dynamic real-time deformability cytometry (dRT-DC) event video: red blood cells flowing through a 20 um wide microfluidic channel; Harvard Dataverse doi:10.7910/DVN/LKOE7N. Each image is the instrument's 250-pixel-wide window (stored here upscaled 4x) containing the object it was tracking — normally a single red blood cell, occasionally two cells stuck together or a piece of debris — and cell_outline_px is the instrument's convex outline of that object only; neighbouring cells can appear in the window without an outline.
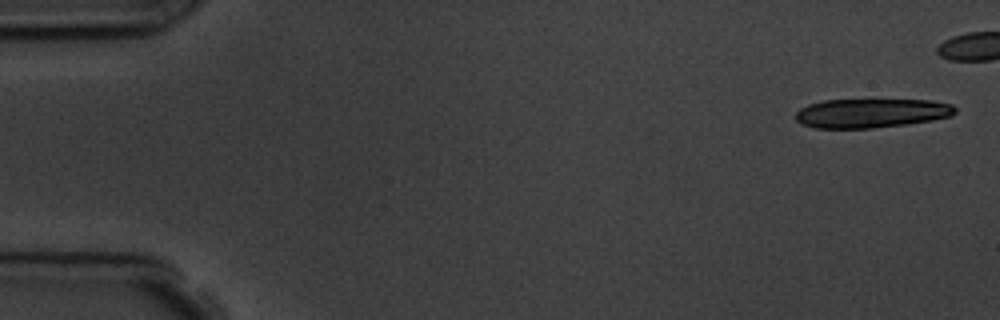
{"species": "common noctule bat (a hibernating species)", "species_latin": "Nyctalus noctula", "temperature_condition": "room temperature", "stored_images_in_passage": 4, "camera_frame_rate_fps": 3000, "um_per_image_px": 0.085, "animal": {"sex": "male", "body_mass_g": 19.5, "forearm_length_mm": 54.6}, "frame": {"image": 1, "passage_image": 1, "time_ms": 0.0, "image_size_px": [1000, 320], "cell_outline_px": [[956, 112], [952, 116], [932, 120], [908, 124], [872, 128], [816, 128], [800, 124], [796, 120], [796, 112], [800, 108], [808, 104], [824, 100], [932, 100], [952, 104], [956, 108]], "centroid_in_image_um": [74.06, 9.62], "position_along_channel_um": 10.9, "area_um2": 27.22}}